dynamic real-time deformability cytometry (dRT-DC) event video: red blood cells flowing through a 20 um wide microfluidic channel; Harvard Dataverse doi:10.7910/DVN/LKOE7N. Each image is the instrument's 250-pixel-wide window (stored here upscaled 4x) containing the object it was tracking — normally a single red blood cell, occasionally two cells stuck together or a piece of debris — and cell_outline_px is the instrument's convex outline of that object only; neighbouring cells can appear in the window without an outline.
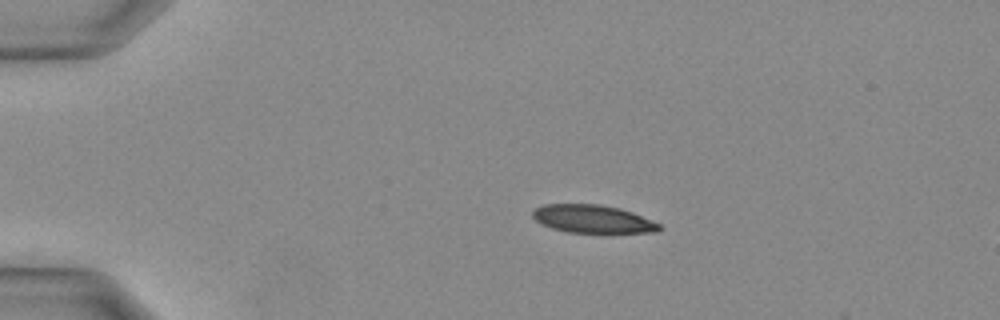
{"species": "Egyptian fruit bat (a non-hibernating species)", "species_latin": "Rousettus aegyptiacus", "temperature_condition": "warm", "stored_images_in_passage": 11, "camera_frame_rate_fps": 3000, "um_per_image_px": 0.085, "animal": {"sex": "female"}, "frame": {"image": 1, "passage_image": 7, "time_ms": 2.0, "image_size_px": [1000, 320], "cell_outline_px": [[660, 232], [612, 236], [608, 236], [568, 232], [552, 228], [536, 220], [532, 216], [532, 212], [536, 208], [544, 204], [600, 204], [620, 208], [632, 212], [660, 224]], "centroid_in_image_um": [50.49, 18.68], "position_along_channel_um": 34.5, "area_um2": 21.79}}